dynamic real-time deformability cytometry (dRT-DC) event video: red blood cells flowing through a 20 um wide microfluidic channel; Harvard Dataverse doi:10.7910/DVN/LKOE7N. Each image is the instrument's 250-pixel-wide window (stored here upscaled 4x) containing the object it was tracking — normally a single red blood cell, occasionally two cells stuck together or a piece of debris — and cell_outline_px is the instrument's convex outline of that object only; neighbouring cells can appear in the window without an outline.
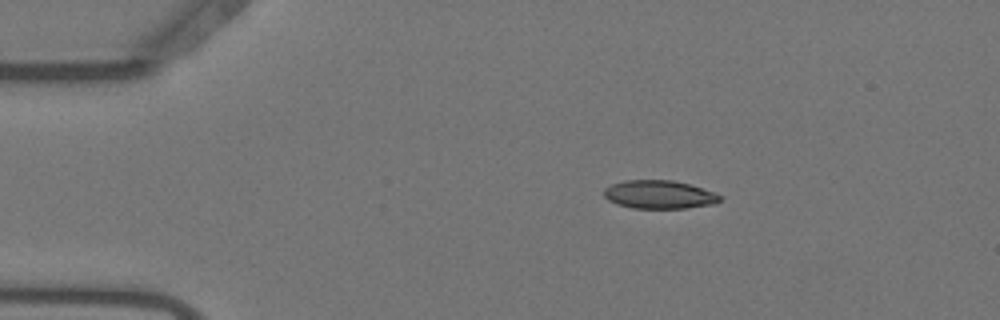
{"species": "Egyptian fruit bat (a non-hibernating species)", "species_latin": "Rousettus aegyptiacus", "temperature_condition": "warm", "stored_images_in_passage": 47, "camera_frame_rate_fps": 3000, "um_per_image_px": 0.085, "animal": {"sex": "female"}, "frame": {"image": 1, "passage_image": 2, "time_ms": 0.333, "image_size_px": [1000, 320], "cell_outline_px": [[724, 196], [716, 204], [688, 208], [632, 208], [616, 204], [608, 200], [604, 196], [604, 188], [612, 184], [624, 180], [672, 180], [688, 184]], "centroid_in_image_um": [56.03, 16.54], "position_along_channel_um": 29.0, "area_um2": 19.19}}
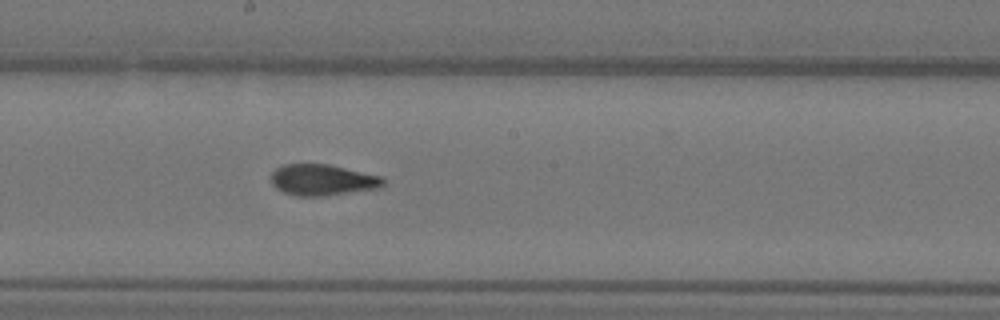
{"frame": {"image": 2, "passage_image": 22, "time_ms": 7.0, "image_size_px": [1000, 320], "cell_outline_px": [[384, 184], [380, 188], [324, 196], [296, 196], [284, 192], [276, 188], [272, 184], [272, 172], [276, 168], [284, 164], [328, 164], [384, 176]], "centroid_in_image_um": [27.44, 15.29], "position_along_channel_um": 220.8, "area_um2": 20.46}}
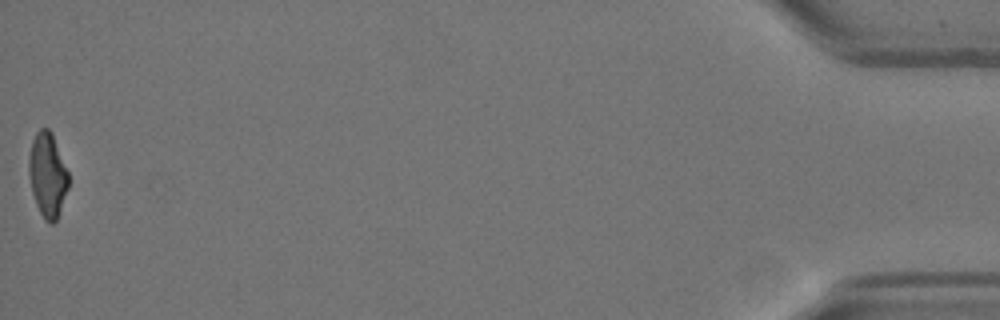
{"frame": {"image": 3, "passage_image": 47, "time_ms": 15.333, "image_size_px": [1000, 320], "cell_outline_px": [[68, 188], [56, 220], [52, 224], [44, 220], [36, 204], [32, 192], [28, 172], [28, 160], [32, 140], [36, 132], [40, 128], [48, 128], [52, 132], [68, 172]], "centroid_in_image_um": [4.03, 14.84], "position_along_channel_um": 431.2, "area_um2": 19.42}, "authors_computed_cell_mechanics": {"area_um2": 20.1144, "velocity_mm_per_s": 3.7007, "shape_relaxation_time_tau1_ms": 7.9744, "shape_relaxation_time_tau2_ms": 1.4723, "deformation_change_tau1": 0.2107, "deformation_change_tau2": 0.0564}}